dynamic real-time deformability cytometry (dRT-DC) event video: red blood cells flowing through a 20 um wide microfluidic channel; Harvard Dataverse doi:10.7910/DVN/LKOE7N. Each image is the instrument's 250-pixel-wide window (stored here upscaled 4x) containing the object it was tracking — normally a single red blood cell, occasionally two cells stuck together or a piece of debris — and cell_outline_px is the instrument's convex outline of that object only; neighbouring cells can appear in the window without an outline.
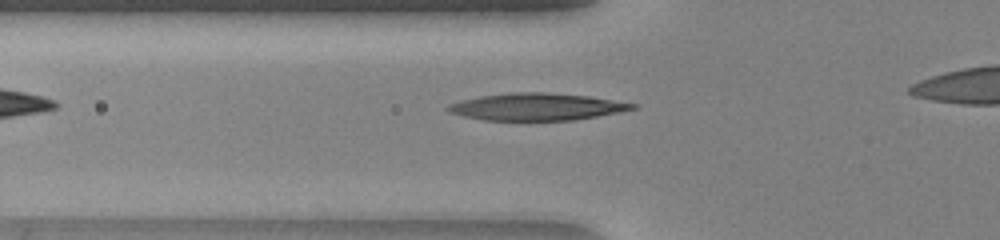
{"species": "human", "species_latin": "Homo sapiens", "temperature_condition": "warm", "stored_images_in_passage": 29, "camera_frame_rate_fps": 3000, "um_per_image_px": 0.085, "donor": {"sex": "female"}, "frame": {"image": 1, "passage_image": 2, "time_ms": 0.333, "image_size_px": [1000, 240], "cell_outline_px": [[640, 108], [620, 112], [572, 120], [484, 120], [464, 116], [448, 112], [444, 108], [448, 104], [480, 96], [512, 92], [544, 92], [588, 96], [640, 104]], "centroid_in_image_um": [45.65, 9.07], "position_along_channel_um": 80.1, "area_um2": 29.19}}
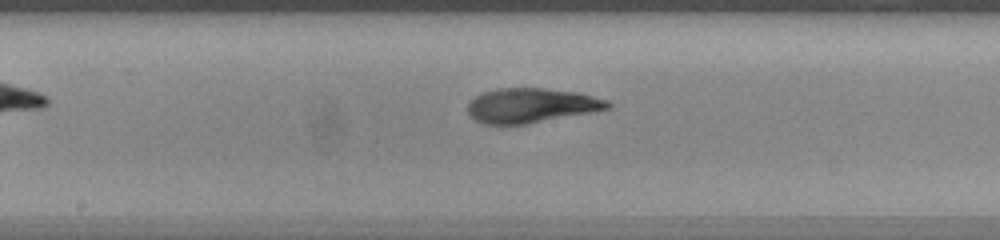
{"frame": {"image": 2, "passage_image": 11, "time_ms": 3.333, "image_size_px": [1000, 240], "cell_outline_px": [[612, 108], [596, 112], [528, 124], [484, 124], [476, 120], [468, 112], [468, 104], [476, 96], [484, 92], [496, 88], [544, 88], [580, 92], [608, 100], [612, 104]], "centroid_in_image_um": [45.24, 8.96], "position_along_channel_um": 203.0, "area_um2": 28.55}}
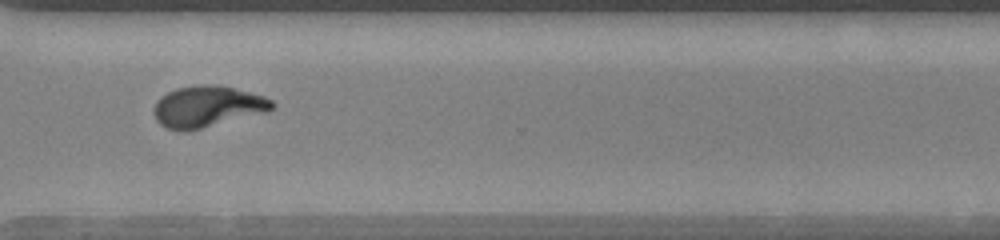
{"frame": {"image": 3, "passage_image": 22, "time_ms": 7.0, "image_size_px": [1000, 240], "cell_outline_px": [[276, 108], [268, 112], [188, 132], [180, 132], [168, 128], [160, 124], [156, 120], [152, 112], [156, 100], [160, 96], [176, 88], [196, 84], [216, 84], [264, 96], [272, 100], [276, 104]], "centroid_in_image_um": [17.62, 9.07], "position_along_channel_um": 353.0, "area_um2": 29.02}}